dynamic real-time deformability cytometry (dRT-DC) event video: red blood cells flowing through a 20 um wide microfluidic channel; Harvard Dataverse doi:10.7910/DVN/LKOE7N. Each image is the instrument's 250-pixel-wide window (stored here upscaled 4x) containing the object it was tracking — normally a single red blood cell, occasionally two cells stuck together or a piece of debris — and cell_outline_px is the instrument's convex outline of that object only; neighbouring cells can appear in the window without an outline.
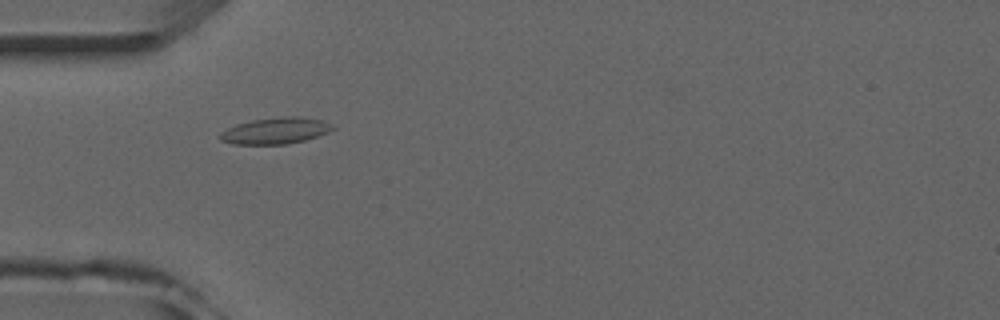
{"species": "common noctule bat (a hibernating species)", "species_latin": "Nyctalus noctula", "temperature_condition": "room temperature", "stored_images_in_passage": 52, "camera_frame_rate_fps": 3000, "um_per_image_px": 0.085, "animal": {"sex": "male", "forearm_length_mm": 52.5}, "frame": {"image": 1, "passage_image": 16, "time_ms": 5.0, "image_size_px": [1000, 320], "cell_outline_px": [[336, 128], [328, 132], [304, 140], [284, 144], [232, 144], [220, 140], [220, 132], [236, 124], [252, 120], [284, 116], [300, 116], [324, 120], [332, 124]], "centroid_in_image_um": [23.43, 11.1], "position_along_channel_um": 61.6, "area_um2": 17.28}}
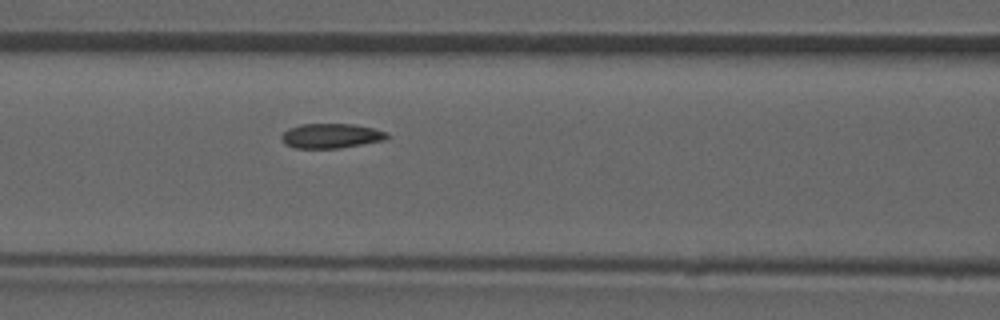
{"frame": {"image": 2, "passage_image": 22, "time_ms": 7.0, "image_size_px": [1000, 320], "cell_outline_px": [[388, 136], [384, 140], [340, 148], [292, 148], [284, 144], [280, 136], [288, 128], [300, 124], [356, 124], [388, 132]], "centroid_in_image_um": [28.1, 11.54], "position_along_channel_um": 138.5, "area_um2": 15.26}}
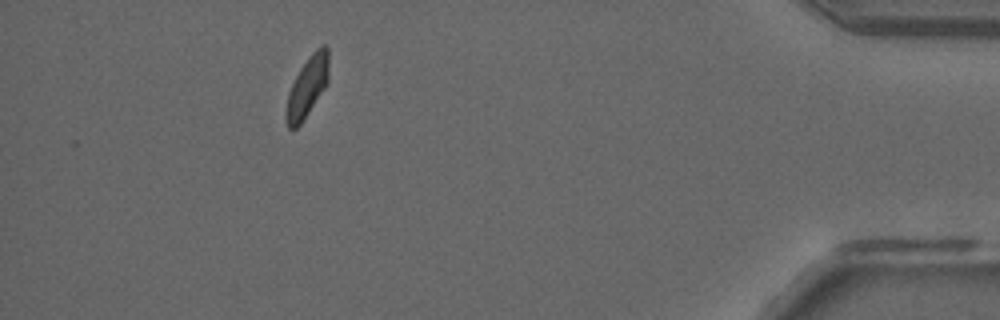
{"frame": {"image": 3, "passage_image": 47, "time_ms": 15.333, "image_size_px": [1000, 320], "cell_outline_px": [[328, 84], [300, 124], [296, 128], [288, 128], [284, 116], [284, 112], [288, 92], [300, 68], [308, 56], [320, 44], [324, 44], [328, 48]], "centroid_in_image_um": [26.11, 7.36], "position_along_channel_um": 409.1, "area_um2": 15.2}, "authors_computed_cell_mechanics": {"area_um2": 15.4904, "velocity_mm_per_s": 3.9387, "shape_relaxation_time_tau1_ms": null, "shape_relaxation_time_tau2_ms": 3.9529, "deformation_change_tau1": null, "deformation_change_tau2": 0.0762}}